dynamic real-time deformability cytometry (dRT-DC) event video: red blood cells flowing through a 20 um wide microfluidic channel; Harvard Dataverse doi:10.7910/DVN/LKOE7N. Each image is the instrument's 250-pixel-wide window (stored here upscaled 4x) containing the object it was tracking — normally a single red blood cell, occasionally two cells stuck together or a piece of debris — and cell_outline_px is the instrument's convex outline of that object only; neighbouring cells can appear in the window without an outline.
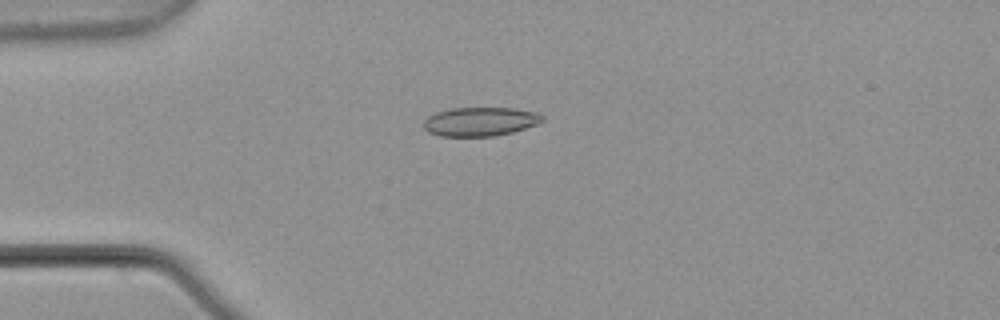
{"species": "common noctule bat (a hibernating species)", "species_latin": "Nyctalus noctula", "temperature_condition": "warm", "stored_images_in_passage": 4, "camera_frame_rate_fps": 3000, "um_per_image_px": 0.085, "animal": {"sex": "male", "body_mass_g": 21.5, "forearm_length_mm": 52.0}, "frame": {"image": 1, "passage_image": 3, "time_ms": 0.667, "image_size_px": [1000, 320], "cell_outline_px": [[544, 120], [536, 124], [512, 132], [496, 136], [440, 136], [428, 132], [424, 128], [424, 120], [428, 116], [436, 112], [448, 108], [512, 108], [540, 112], [544, 116]], "centroid_in_image_um": [40.82, 10.33], "position_along_channel_um": 44.2, "area_um2": 20.11}}